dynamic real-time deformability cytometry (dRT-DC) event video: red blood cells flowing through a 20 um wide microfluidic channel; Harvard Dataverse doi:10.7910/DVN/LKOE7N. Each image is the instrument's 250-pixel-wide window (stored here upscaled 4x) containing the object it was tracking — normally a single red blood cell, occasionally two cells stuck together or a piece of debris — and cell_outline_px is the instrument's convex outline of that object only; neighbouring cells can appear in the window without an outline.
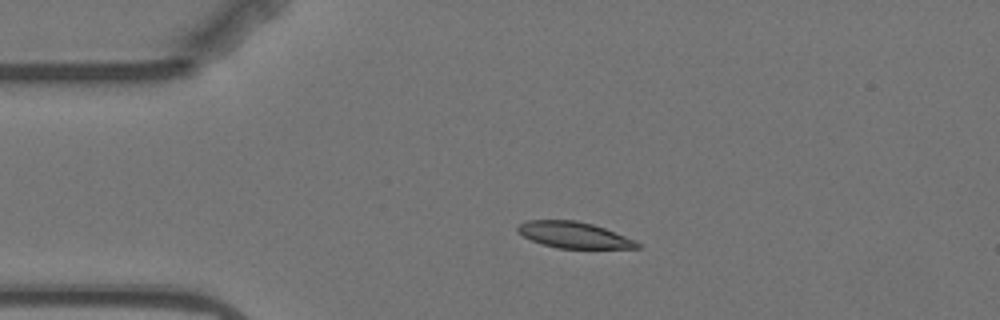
{"species": "Egyptian fruit bat (a non-hibernating species)", "species_latin": "Rousettus aegyptiacus", "temperature_condition": "warm", "stored_images_in_passage": 2, "camera_frame_rate_fps": 3000, "um_per_image_px": 0.085, "animal": {"sex": "female"}, "frame": {"image": 1, "passage_image": 1, "time_ms": 0.0, "image_size_px": [1000, 320], "cell_outline_px": [[640, 248], [556, 248], [532, 240], [516, 232], [516, 228], [520, 224], [528, 220], [576, 220], [592, 224], [604, 228], [636, 240], [640, 244]], "centroid_in_image_um": [48.78, 19.97], "position_along_channel_um": 36.2, "area_um2": 18.09}}